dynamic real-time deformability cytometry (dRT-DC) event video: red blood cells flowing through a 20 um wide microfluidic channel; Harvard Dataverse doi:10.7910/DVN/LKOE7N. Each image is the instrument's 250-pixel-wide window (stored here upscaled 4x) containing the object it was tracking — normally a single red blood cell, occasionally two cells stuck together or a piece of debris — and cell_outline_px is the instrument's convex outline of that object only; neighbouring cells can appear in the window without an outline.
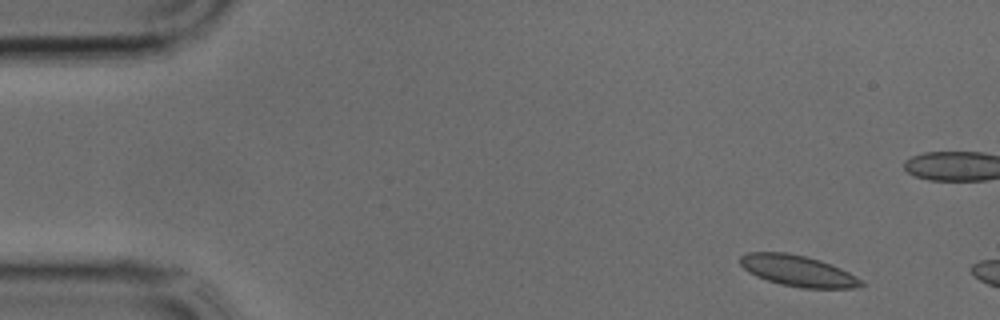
{"species": "common noctule bat (a hibernating species)", "species_latin": "Nyctalus noctula", "temperature_condition": "cold", "stored_images_in_passage": 2, "camera_frame_rate_fps": 3000, "um_per_image_px": 0.085, "animal": {"sex": "male", "body_mass_g": 17.9, "forearm_length_mm": 54.2}, "frame": {"image": 1, "passage_image": 1, "time_ms": 0.0, "image_size_px": [1000, 320], "cell_outline_px": [[864, 284], [856, 288], [800, 288], [780, 284], [756, 276], [748, 272], [740, 264], [740, 256], [748, 252], [788, 252], [820, 260], [832, 264], [848, 272], [860, 280]], "centroid_in_image_um": [67.79, 23.02], "position_along_channel_um": 17.2, "area_um2": 21.79}}